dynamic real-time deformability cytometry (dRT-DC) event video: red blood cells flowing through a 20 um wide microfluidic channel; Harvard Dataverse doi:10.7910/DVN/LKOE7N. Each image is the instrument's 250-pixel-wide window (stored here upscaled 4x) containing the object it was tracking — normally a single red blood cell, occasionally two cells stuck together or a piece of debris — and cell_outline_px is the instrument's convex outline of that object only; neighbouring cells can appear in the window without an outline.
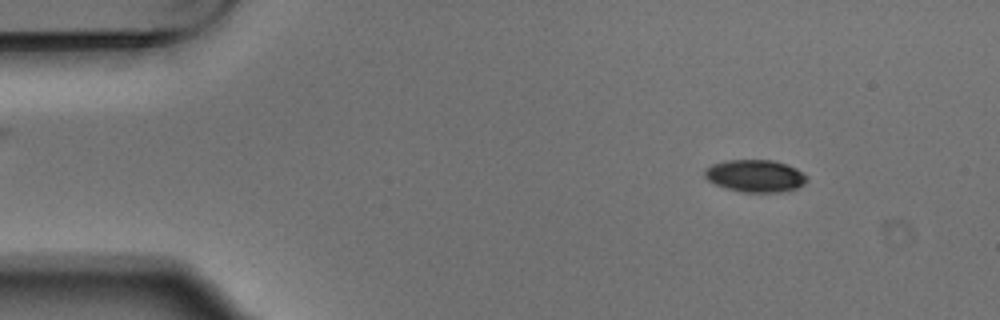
{"species": "Egyptian fruit bat (a non-hibernating species)", "species_latin": "Rousettus aegyptiacus", "temperature_condition": "warm", "stored_images_in_passage": 5, "camera_frame_rate_fps": 3000, "um_per_image_px": 0.085, "animal": {"sex": "male"}, "frame": {"image": 1, "passage_image": 1, "time_ms": 0.0, "image_size_px": [1000, 320], "cell_outline_px": [[808, 180], [804, 184], [796, 188], [780, 192], [740, 192], [724, 188], [708, 180], [704, 176], [704, 168], [712, 164], [728, 160], [772, 160], [796, 168], [808, 176]], "centroid_in_image_um": [64.18, 14.95], "position_along_channel_um": 20.8, "area_um2": 19.31}}
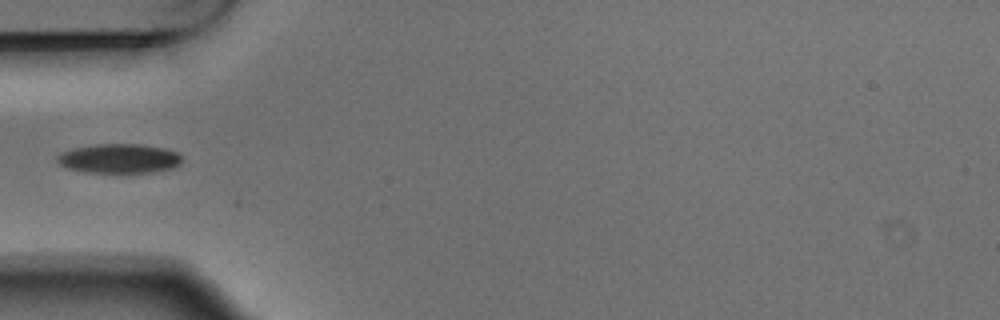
{"frame": {"image": 2, "passage_image": 4, "time_ms": 1.0, "image_size_px": [1000, 320], "cell_outline_px": [[180, 164], [172, 168], [152, 172], [120, 176], [84, 172], [68, 168], [56, 164], [56, 156], [60, 152], [72, 148], [96, 144], [140, 144], [164, 148], [176, 152], [180, 156]], "centroid_in_image_um": [10.05, 13.52], "position_along_channel_um": 74.9, "area_um2": 22.37}}
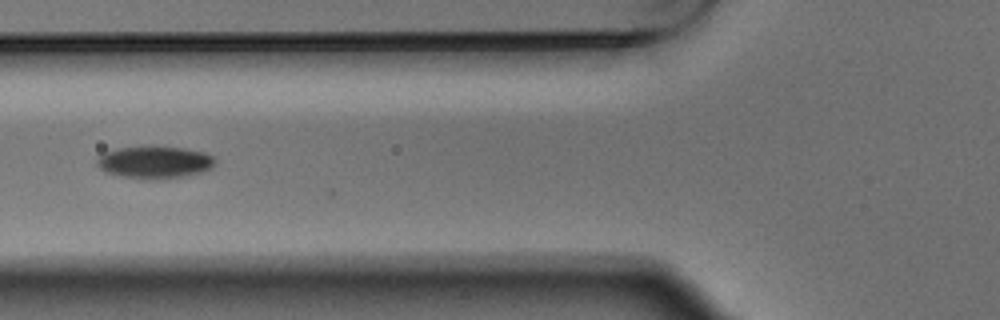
{"frame": {"image": 3, "passage_image": 5, "time_ms": 1.333, "image_size_px": [1000, 320], "cell_outline_px": [[216, 160], [212, 168], [200, 172], [180, 176], [152, 180], [148, 180], [120, 176], [108, 172], [100, 168], [96, 164], [96, 160], [104, 152], [116, 148], [152, 144], [184, 148], [204, 152], [212, 156]], "centroid_in_image_um": [13.12, 13.75], "position_along_channel_um": 112.7, "area_um2": 22.66}}